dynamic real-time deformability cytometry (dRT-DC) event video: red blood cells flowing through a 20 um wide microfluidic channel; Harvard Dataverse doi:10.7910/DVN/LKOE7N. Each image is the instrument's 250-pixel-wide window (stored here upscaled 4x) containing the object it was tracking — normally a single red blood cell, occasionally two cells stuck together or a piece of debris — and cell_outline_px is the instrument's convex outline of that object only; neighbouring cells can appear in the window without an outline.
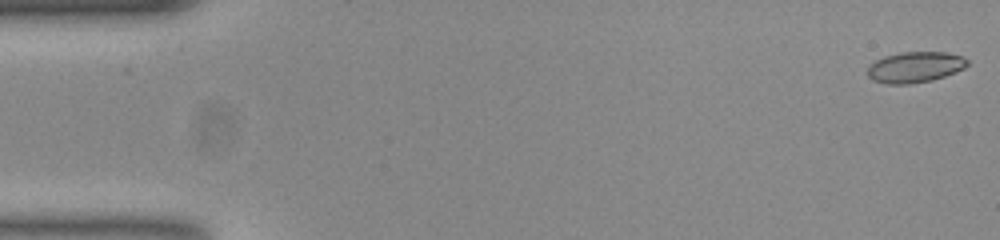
{"species": "common noctule bat (a hibernating species)", "species_latin": "Nyctalus noctula", "temperature_condition": "room temperature", "stored_images_in_passage": 55, "camera_frame_rate_fps": 3000, "um_per_image_px": 0.085, "animal": {"sex": "female", "body_mass_g": 23.0, "forearm_length_mm": 53.4}, "frame": {"image": 1, "passage_image": 1, "time_ms": 0.0, "image_size_px": [1000, 240], "cell_outline_px": [[968, 64], [964, 68], [944, 76], [932, 80], [908, 84], [888, 84], [872, 80], [868, 76], [868, 64], [884, 56], [900, 52], [948, 52], [964, 56], [968, 60]], "centroid_in_image_um": [77.77, 5.69], "position_along_channel_um": 7.2, "area_um2": 18.03}}
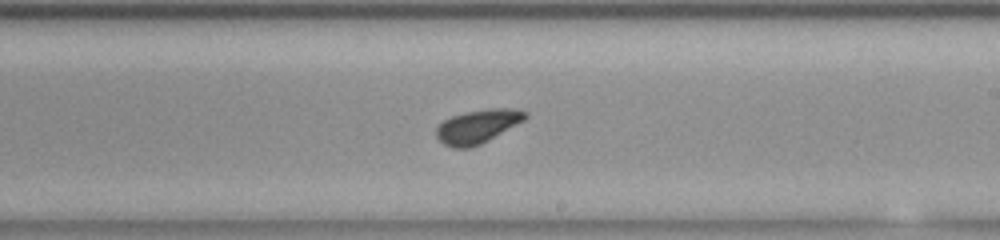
{"frame": {"image": 2, "passage_image": 32, "time_ms": 10.333, "image_size_px": [1000, 240], "cell_outline_px": [[528, 116], [524, 120], [488, 140], [480, 144], [468, 148], [452, 148], [444, 144], [436, 136], [436, 128], [444, 120], [452, 116], [468, 112], [488, 108], [512, 108], [528, 112]], "centroid_in_image_um": [40.6, 10.74], "position_along_channel_um": 248.4, "area_um2": 17.22}}
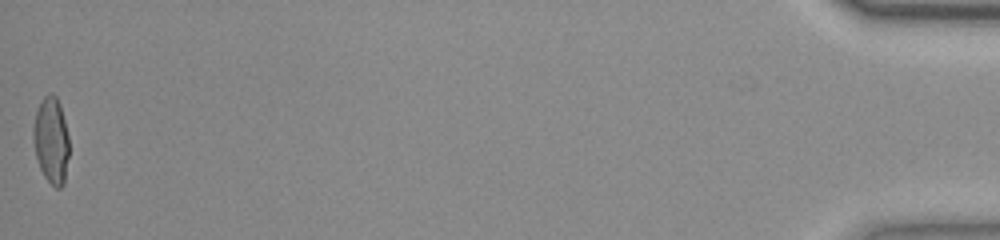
{"frame": {"image": 3, "passage_image": 55, "time_ms": 18.0, "image_size_px": [1000, 240], "cell_outline_px": [[68, 156], [64, 184], [60, 188], [56, 188], [44, 176], [40, 168], [36, 156], [32, 136], [32, 128], [36, 112], [44, 96], [48, 92], [52, 92], [56, 96], [60, 104], [68, 136]], "centroid_in_image_um": [4.34, 11.91], "position_along_channel_um": 430.9, "area_um2": 17.98}}